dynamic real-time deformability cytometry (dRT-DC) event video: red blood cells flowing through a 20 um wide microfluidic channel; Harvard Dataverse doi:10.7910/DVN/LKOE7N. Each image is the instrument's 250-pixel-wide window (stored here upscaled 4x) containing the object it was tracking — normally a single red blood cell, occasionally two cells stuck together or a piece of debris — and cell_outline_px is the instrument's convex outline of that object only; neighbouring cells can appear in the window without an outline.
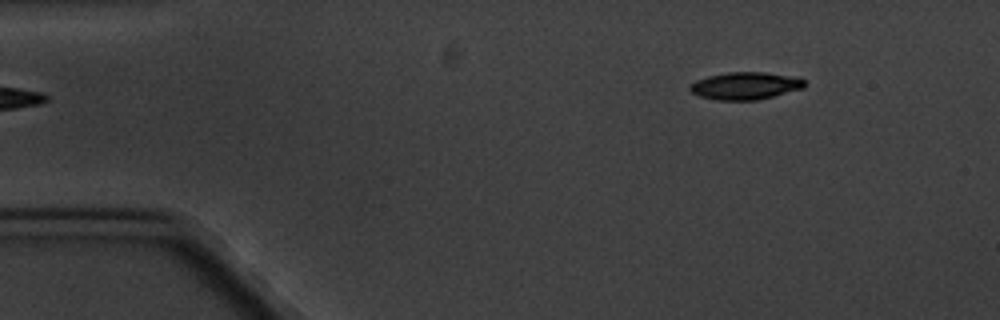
{"species": "common noctule bat (a hibernating species)", "species_latin": "Nyctalus noctula", "temperature_condition": "cold", "stored_images_in_passage": 5, "camera_frame_rate_fps": 3000, "um_per_image_px": 0.085, "animal": {"sex": "male", "body_mass_g": 20.1, "forearm_length_mm": 53.5}, "frame": {"image": 1, "passage_image": 1, "time_ms": 0.0, "image_size_px": [1000, 320], "cell_outline_px": [[804, 88], [756, 100], [716, 100], [700, 96], [692, 92], [688, 88], [696, 80], [708, 76], [728, 72], [764, 72], [800, 76], [804, 80]], "centroid_in_image_um": [63.38, 7.28], "position_along_channel_um": 21.6, "area_um2": 18.32}}
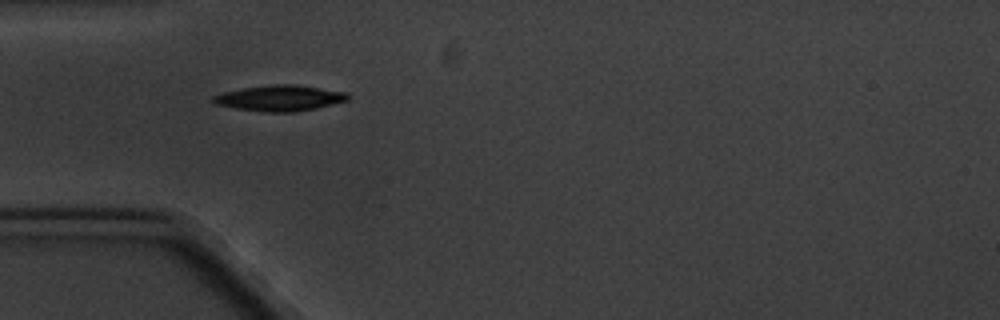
{"frame": {"image": 2, "passage_image": 4, "time_ms": 3.333, "image_size_px": [1000, 320], "cell_outline_px": [[348, 100], [316, 108], [292, 112], [268, 112], [236, 108], [216, 104], [212, 100], [212, 96], [224, 92], [244, 88], [272, 84], [292, 84], [348, 92]], "centroid_in_image_um": [23.79, 8.33], "position_along_channel_um": 61.2, "area_um2": 19.94}}